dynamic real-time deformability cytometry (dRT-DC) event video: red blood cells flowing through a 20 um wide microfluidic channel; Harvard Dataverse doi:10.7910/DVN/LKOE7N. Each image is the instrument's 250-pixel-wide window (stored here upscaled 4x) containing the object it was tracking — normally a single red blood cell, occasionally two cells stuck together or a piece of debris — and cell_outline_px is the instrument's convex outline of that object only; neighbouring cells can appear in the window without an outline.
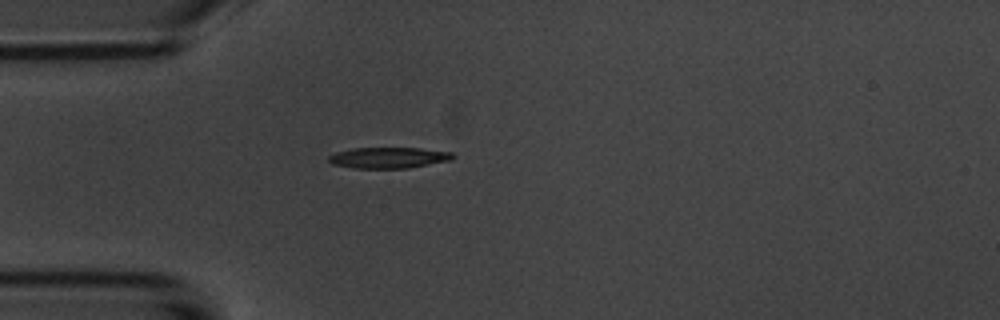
{"species": "common noctule bat (a hibernating species)", "species_latin": "Nyctalus noctula", "temperature_condition": "room temperature", "stored_images_in_passage": 3, "camera_frame_rate_fps": 3000, "um_per_image_px": 0.085, "animal": {"sex": "male", "body_mass_g": 20.1, "forearm_length_mm": 53.5}, "frame": {"image": 1, "passage_image": 3, "time_ms": 2.667, "image_size_px": [1000, 320], "cell_outline_px": [[456, 156], [452, 160], [408, 168], [352, 168], [332, 164], [328, 160], [328, 156], [336, 152], [352, 148], [420, 148], [452, 152]], "centroid_in_image_um": [33.04, 13.4], "position_along_channel_um": 52.0, "area_um2": 15.26}}